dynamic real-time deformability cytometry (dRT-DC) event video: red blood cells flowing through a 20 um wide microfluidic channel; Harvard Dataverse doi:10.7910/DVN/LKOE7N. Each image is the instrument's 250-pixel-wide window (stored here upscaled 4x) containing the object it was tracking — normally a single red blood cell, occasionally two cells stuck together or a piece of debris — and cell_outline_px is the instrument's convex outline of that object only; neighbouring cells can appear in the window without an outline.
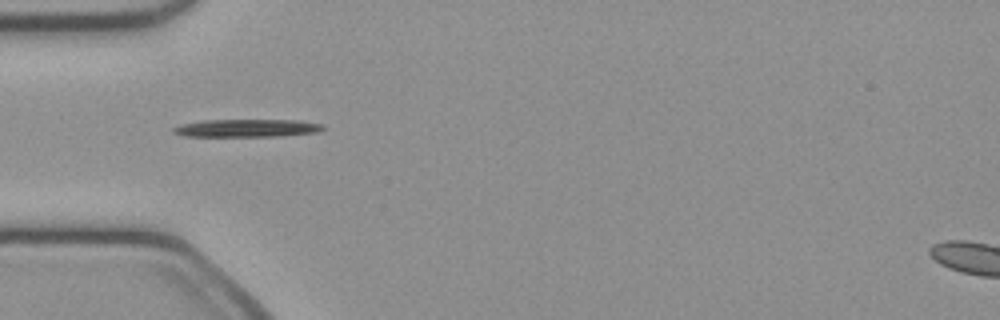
{"species": "common noctule bat (a hibernating species)", "species_latin": "Nyctalus noctula", "temperature_condition": "cold", "stored_images_in_passage": 35, "camera_frame_rate_fps": 3000, "um_per_image_px": 0.085, "animal": {"sex": "female", "body_mass_g": 21.9}, "frame": {"image": 1, "passage_image": 1, "time_ms": 0.0, "image_size_px": [1000, 320], "cell_outline_px": [[324, 128], [316, 132], [280, 136], [184, 136], [172, 132], [172, 128], [180, 124], [200, 120], [300, 120], [324, 124]], "centroid_in_image_um": [20.96, 10.88], "position_along_channel_um": 64.0, "area_um2": 15.55}}
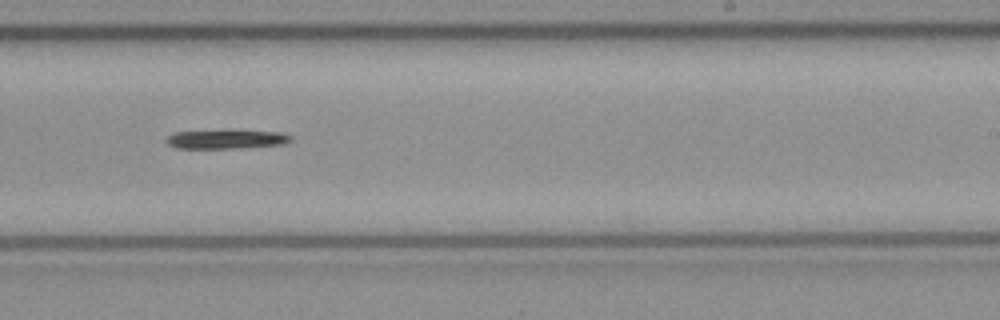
{"frame": {"image": 2, "passage_image": 16, "time_ms": 5.0, "image_size_px": [1000, 320], "cell_outline_px": [[292, 140], [280, 144], [232, 148], [176, 148], [168, 144], [164, 140], [172, 132], [284, 132], [292, 136]], "centroid_in_image_um": [19.18, 11.86], "position_along_channel_um": 269.8, "area_um2": 12.95}}
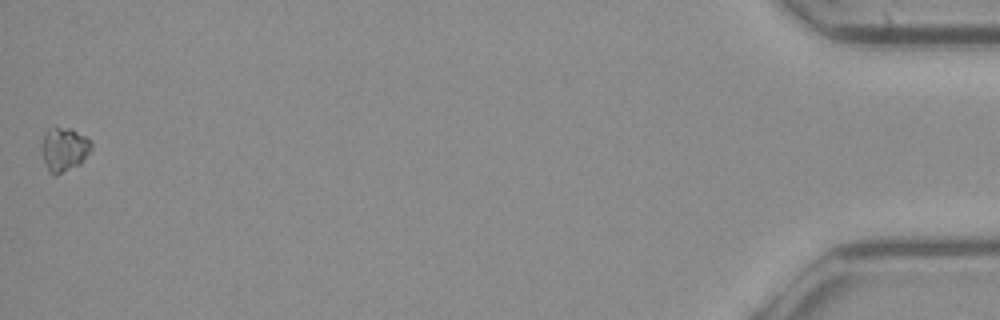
{"frame": {"image": 3, "passage_image": 35, "time_ms": 11.333, "image_size_px": [1000, 320], "cell_outline_px": [[92, 148], [80, 164], [56, 176], [52, 176], [48, 172], [44, 160], [40, 144], [44, 132], [48, 128], [72, 128], [92, 140]], "centroid_in_image_um": [5.43, 12.69], "position_along_channel_um": 429.8, "area_um2": 13.01}}